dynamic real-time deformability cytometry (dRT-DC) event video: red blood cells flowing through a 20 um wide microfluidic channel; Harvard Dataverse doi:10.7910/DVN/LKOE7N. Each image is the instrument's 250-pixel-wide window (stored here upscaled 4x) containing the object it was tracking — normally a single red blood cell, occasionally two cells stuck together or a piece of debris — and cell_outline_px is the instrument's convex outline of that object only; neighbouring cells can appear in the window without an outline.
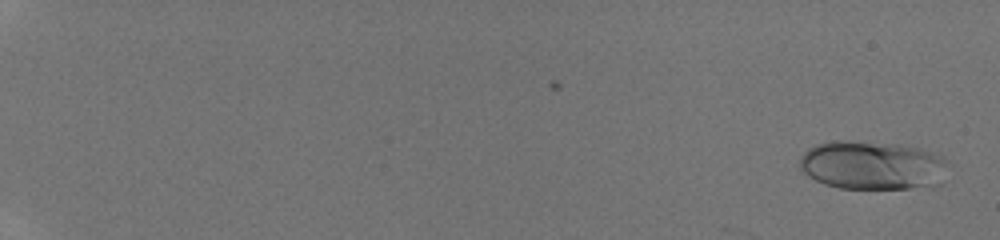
{"species": "human", "species_latin": "Homo sapiens", "temperature_condition": "room temperature", "stored_images_in_passage": 47, "camera_frame_rate_fps": 3000, "um_per_image_px": 0.085, "donor": {"sex": "male"}, "frame": {"image": 1, "passage_image": 2, "time_ms": 0.333, "image_size_px": [1000, 240], "cell_outline_px": [[944, 184], [908, 188], [840, 188], [824, 184], [800, 172], [800, 156], [808, 148], [816, 144], [836, 140], [848, 140], [900, 144], [920, 148], [940, 156], [944, 160]], "centroid_in_image_um": [74.1, 14.04], "position_along_channel_um": 10.9, "area_um2": 42.25}}
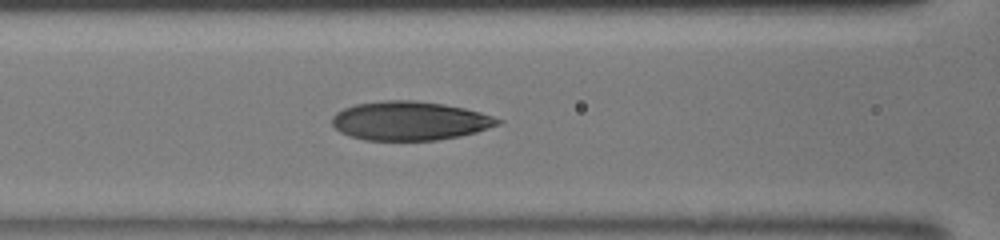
{"frame": {"image": 2, "passage_image": 24, "time_ms": 7.667, "image_size_px": [1000, 240], "cell_outline_px": [[504, 120], [500, 124], [476, 132], [460, 136], [436, 140], [364, 140], [348, 136], [340, 132], [332, 124], [332, 116], [336, 112], [344, 108], [356, 104], [384, 100], [412, 100], [444, 104], [464, 108], [480, 112]], "centroid_in_image_um": [34.82, 10.27], "position_along_channel_um": 131.8, "area_um2": 37.63}}
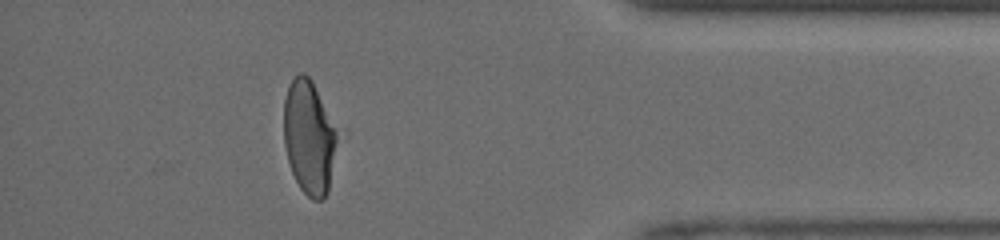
{"frame": {"image": 3, "passage_image": 43, "time_ms": 14.0, "image_size_px": [1000, 240], "cell_outline_px": [[336, 140], [328, 192], [324, 200], [312, 200], [300, 188], [292, 172], [288, 160], [284, 144], [284, 100], [288, 88], [292, 80], [300, 72], [304, 72], [312, 80], [336, 128]], "centroid_in_image_um": [26.25, 11.67], "position_along_channel_um": 409.0, "area_um2": 34.97}}